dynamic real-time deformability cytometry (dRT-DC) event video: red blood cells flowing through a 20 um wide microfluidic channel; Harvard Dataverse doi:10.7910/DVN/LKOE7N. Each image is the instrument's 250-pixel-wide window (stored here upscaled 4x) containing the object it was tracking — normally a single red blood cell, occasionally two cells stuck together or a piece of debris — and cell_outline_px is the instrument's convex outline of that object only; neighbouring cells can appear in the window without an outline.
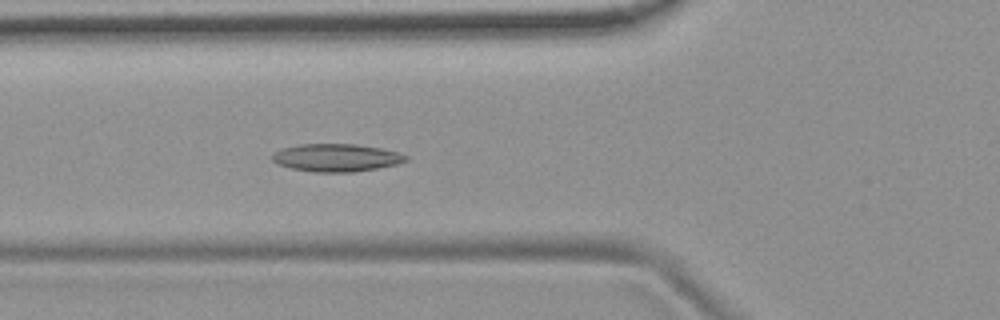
{"species": "common noctule bat (a hibernating species)", "species_latin": "Nyctalus noctula", "temperature_condition": "room temperature", "stored_images_in_passage": 54, "camera_frame_rate_fps": 3000, "um_per_image_px": 0.085, "animal": {"sex": "female", "body_mass_g": 19.9}, "frame": {"image": 1, "passage_image": 20, "time_ms": 6.333, "image_size_px": [1000, 320], "cell_outline_px": [[408, 160], [396, 164], [376, 168], [352, 172], [316, 172], [292, 168], [276, 164], [272, 160], [272, 152], [284, 148], [300, 144], [356, 144], [380, 148], [396, 152], [408, 156]], "centroid_in_image_um": [28.56, 13.4], "position_along_channel_um": 97.2, "area_um2": 21.44}}
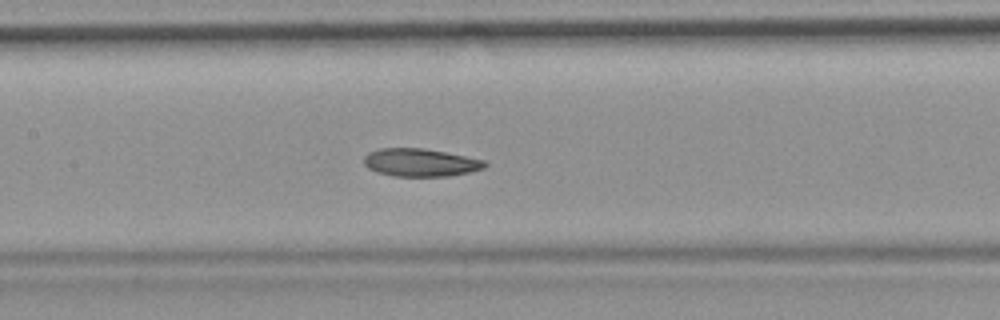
{"frame": {"image": 2, "passage_image": 26, "time_ms": 8.333, "image_size_px": [1000, 320], "cell_outline_px": [[488, 164], [484, 168], [468, 172], [448, 176], [392, 176], [376, 172], [368, 168], [364, 164], [364, 156], [368, 152], [380, 148], [424, 148], [484, 160]], "centroid_in_image_um": [35.69, 13.81], "position_along_channel_um": 171.7, "area_um2": 19.59}}
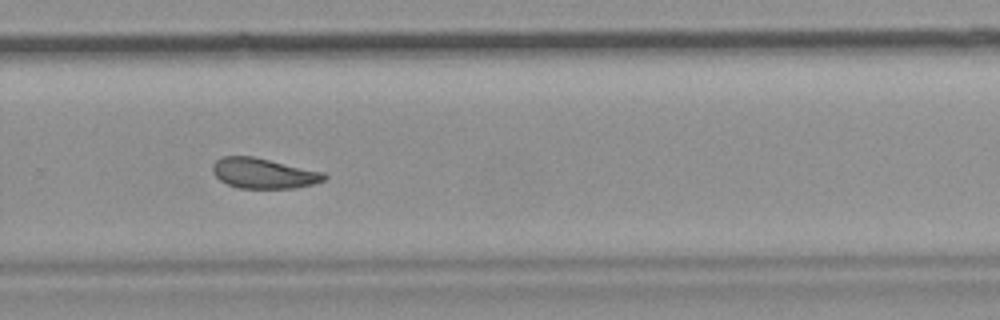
{"frame": {"image": 3, "passage_image": 37, "time_ms": 12.0, "image_size_px": [1000, 320], "cell_outline_px": [[328, 176], [324, 180], [312, 184], [296, 188], [236, 188], [220, 180], [212, 172], [212, 164], [216, 160], [224, 156], [252, 156], [324, 172]], "centroid_in_image_um": [22.39, 14.73], "position_along_channel_um": 307.4, "area_um2": 19.65}, "authors_computed_cell_mechanics": {"area_um2": 20.808, "velocity_mm_per_s": 3.7088, "shape_relaxation_time_tau1_ms": 7.6029, "shape_relaxation_time_tau2_ms": 5.5718, "deformation_change_tau1": 0.1463, "deformation_change_tau2": 0.1248}}